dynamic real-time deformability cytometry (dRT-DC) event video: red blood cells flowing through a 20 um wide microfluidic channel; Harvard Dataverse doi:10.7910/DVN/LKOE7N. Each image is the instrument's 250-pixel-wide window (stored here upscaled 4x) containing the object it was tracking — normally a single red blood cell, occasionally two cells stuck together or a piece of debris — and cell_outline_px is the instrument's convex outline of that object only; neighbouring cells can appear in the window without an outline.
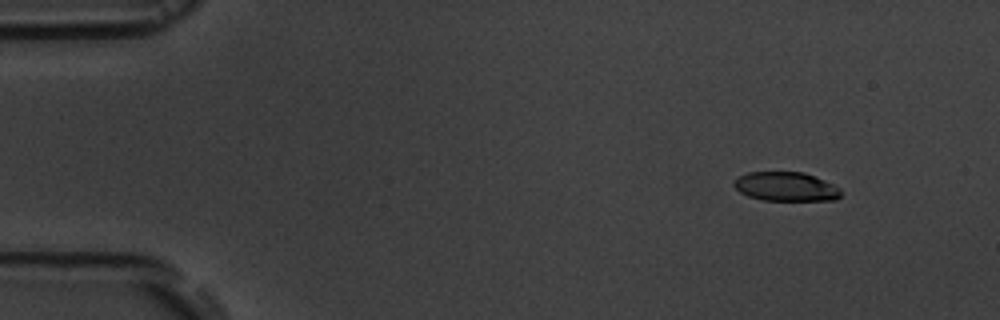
{"species": "common noctule bat (a hibernating species)", "species_latin": "Nyctalus noctula", "temperature_condition": "room temperature", "stored_images_in_passage": 5, "camera_frame_rate_fps": 3000, "um_per_image_px": 0.085, "animal": {"sex": "male", "body_mass_g": 19.5, "forearm_length_mm": 54.6}, "frame": {"image": 1, "passage_image": 2, "time_ms": 1.333, "image_size_px": [1000, 320], "cell_outline_px": [[840, 196], [836, 200], [764, 200], [748, 196], [740, 192], [732, 184], [732, 180], [748, 172], [804, 172], [824, 180], [840, 188]], "centroid_in_image_um": [66.78, 15.86], "position_along_channel_um": 18.2, "area_um2": 18.09}}
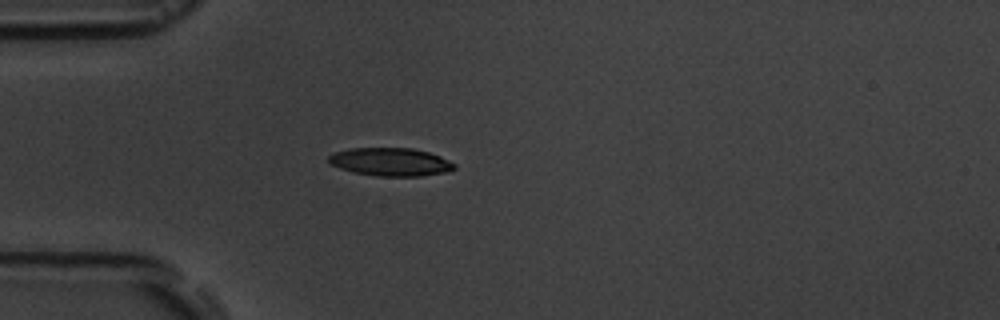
{"frame": {"image": 2, "passage_image": 5, "time_ms": 4.667, "image_size_px": [1000, 320], "cell_outline_px": [[456, 168], [448, 172], [420, 176], [376, 176], [356, 172], [340, 168], [328, 164], [328, 156], [332, 152], [348, 148], [412, 148], [428, 152], [440, 156], [456, 164]], "centroid_in_image_um": [33.18, 13.76], "position_along_channel_um": 51.8, "area_um2": 20.75}}